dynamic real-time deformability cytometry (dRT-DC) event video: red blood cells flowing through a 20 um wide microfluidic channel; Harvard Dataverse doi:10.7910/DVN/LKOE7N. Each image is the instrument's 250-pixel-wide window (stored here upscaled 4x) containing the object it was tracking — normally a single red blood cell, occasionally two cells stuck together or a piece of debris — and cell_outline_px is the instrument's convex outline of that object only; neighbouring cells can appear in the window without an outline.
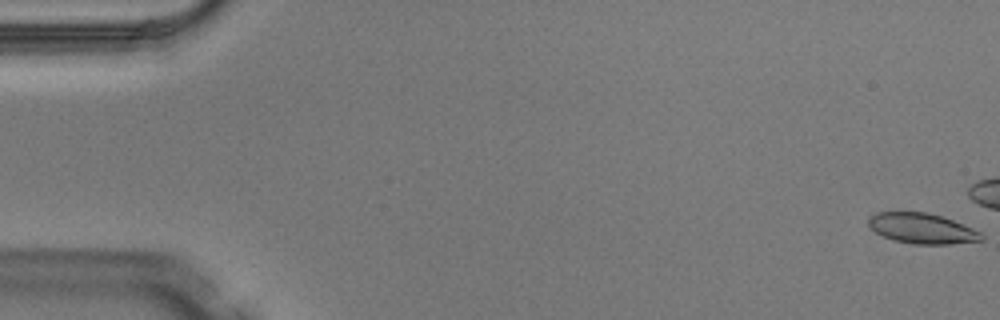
{"species": "Egyptian fruit bat (a non-hibernating species)", "species_latin": "Rousettus aegyptiacus", "temperature_condition": "warm", "stored_images_in_passage": 6, "camera_frame_rate_fps": 3000, "um_per_image_px": 0.085, "animal": {"sex": "male"}, "frame": {"image": 1, "passage_image": 1, "time_ms": 0.0, "image_size_px": [1000, 320], "cell_outline_px": [[984, 240], [948, 244], [916, 244], [896, 240], [884, 236], [876, 232], [868, 224], [868, 220], [876, 212], [928, 212], [944, 216], [972, 228], [980, 232], [984, 236]], "centroid_in_image_um": [78.41, 19.4], "position_along_channel_um": 6.6, "area_um2": 19.83}}